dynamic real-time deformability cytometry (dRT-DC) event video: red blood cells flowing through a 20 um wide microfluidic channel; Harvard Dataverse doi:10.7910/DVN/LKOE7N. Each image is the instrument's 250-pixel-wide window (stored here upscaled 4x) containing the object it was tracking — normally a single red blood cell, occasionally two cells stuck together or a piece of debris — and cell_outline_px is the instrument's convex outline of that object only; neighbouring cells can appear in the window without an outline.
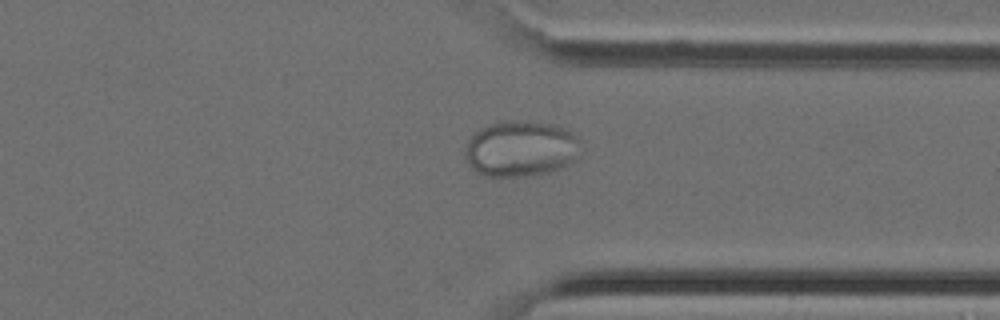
{"species": "Egyptian fruit bat (a non-hibernating species)", "species_latin": "Rousettus aegyptiacus", "temperature_condition": "cold", "stored_images_in_passage": 36, "camera_frame_rate_fps": 3000, "um_per_image_px": 0.085, "animal": {"sex": "female"}, "frame": {"image": 1, "passage_image": 27, "time_ms": 8.667, "image_size_px": [1000, 320], "cell_outline_px": [[580, 140], [576, 160], [560, 168], [548, 172], [528, 176], [484, 176], [476, 172], [468, 164], [464, 156], [464, 148], [468, 140], [480, 128], [500, 120], [548, 124], [572, 132]], "centroid_in_image_um": [44.21, 12.66], "position_along_channel_um": 367.2, "area_um2": 37.45}}
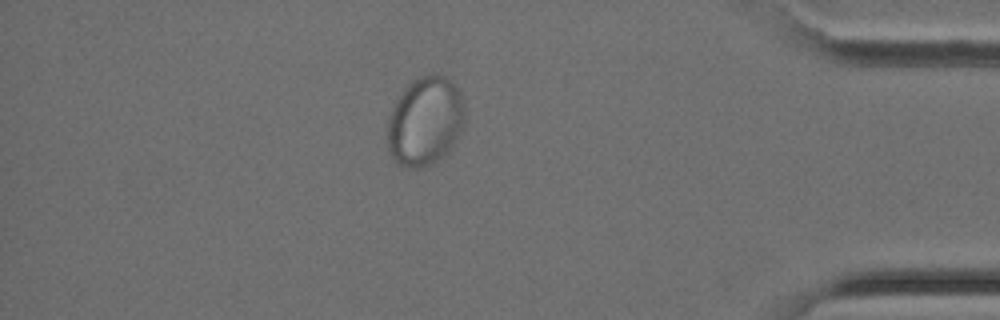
{"frame": {"image": 2, "passage_image": 31, "time_ms": 10.0, "image_size_px": [1000, 320], "cell_outline_px": [[464, 124], [456, 140], [448, 152], [436, 160], [420, 168], [404, 168], [396, 164], [388, 148], [388, 116], [396, 100], [408, 84], [412, 80], [420, 76], [436, 72], [448, 76], [460, 92], [464, 100]], "centroid_in_image_um": [36.14, 10.27], "position_along_channel_um": 399.1, "area_um2": 40.46}}